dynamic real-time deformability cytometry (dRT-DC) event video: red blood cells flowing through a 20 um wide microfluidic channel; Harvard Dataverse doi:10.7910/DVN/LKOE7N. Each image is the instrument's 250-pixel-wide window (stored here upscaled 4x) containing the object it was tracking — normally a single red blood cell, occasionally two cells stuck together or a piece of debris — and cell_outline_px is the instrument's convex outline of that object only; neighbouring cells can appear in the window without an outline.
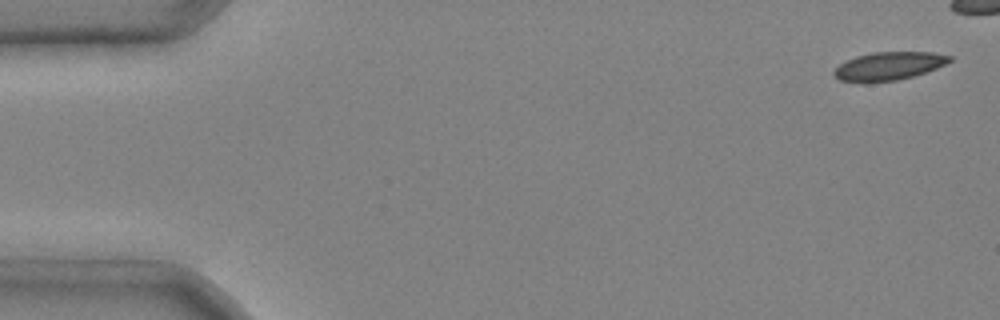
{"species": "common noctule bat (a hibernating species)", "species_latin": "Nyctalus noctula", "temperature_condition": "cold", "stored_images_in_passage": 6, "camera_frame_rate_fps": 3000, "um_per_image_px": 0.085, "animal": {"sex": "male", "body_mass_g": 20.4}, "frame": {"image": 1, "passage_image": 1, "time_ms": 0.0, "image_size_px": [1000, 320], "cell_outline_px": [[952, 60], [936, 68], [912, 76], [896, 80], [864, 84], [840, 80], [832, 72], [840, 64], [856, 56], [872, 52], [932, 52], [952, 56]], "centroid_in_image_um": [75.51, 5.63], "position_along_channel_um": 9.5, "area_um2": 19.02}}
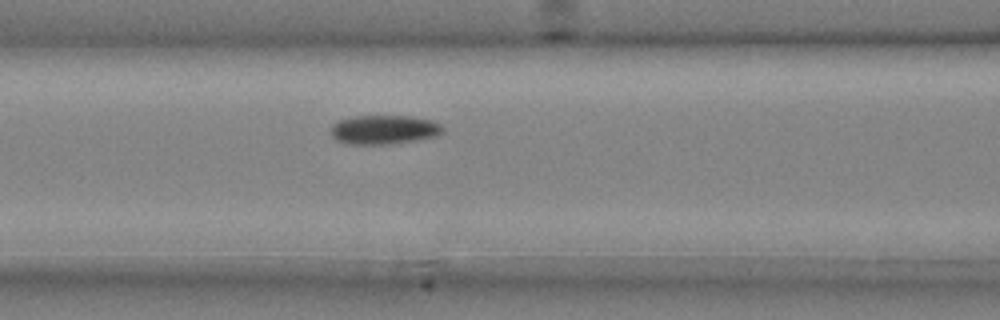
{"frame": {"image": 2, "passage_image": 6, "time_ms": 1.667, "image_size_px": [1000, 320], "cell_outline_px": [[444, 132], [436, 136], [416, 140], [388, 144], [348, 144], [336, 140], [332, 136], [332, 124], [340, 120], [356, 116], [412, 116], [432, 120], [440, 124], [444, 128]], "centroid_in_image_um": [32.67, 11.02], "position_along_channel_um": 133.9, "area_um2": 18.96}}